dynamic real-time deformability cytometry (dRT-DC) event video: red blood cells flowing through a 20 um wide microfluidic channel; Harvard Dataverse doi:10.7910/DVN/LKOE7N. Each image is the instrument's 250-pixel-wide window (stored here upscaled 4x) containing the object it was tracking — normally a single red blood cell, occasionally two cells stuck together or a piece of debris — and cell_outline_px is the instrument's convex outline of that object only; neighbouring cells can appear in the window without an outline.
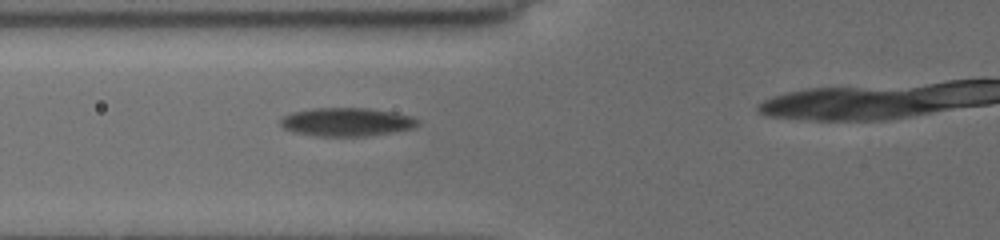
{"species": "common noctule bat (a hibernating species)", "species_latin": "Nyctalus noctula", "temperature_condition": "cold", "stored_images_in_passage": 4, "camera_frame_rate_fps": 3000, "um_per_image_px": 0.085, "animal": {"sex": "female", "body_mass_g": 19.5, "forearm_length_mm": 54.1}, "frame": {"image": 1, "passage_image": 3, "time_ms": 2.0, "image_size_px": [1000, 240], "cell_outline_px": [[420, 124], [416, 128], [368, 136], [316, 136], [292, 132], [284, 128], [280, 124], [280, 116], [292, 112], [312, 108], [368, 108], [392, 112], [412, 116], [420, 120]], "centroid_in_image_um": [29.46, 10.37], "position_along_channel_um": 96.3, "area_um2": 23.06}}